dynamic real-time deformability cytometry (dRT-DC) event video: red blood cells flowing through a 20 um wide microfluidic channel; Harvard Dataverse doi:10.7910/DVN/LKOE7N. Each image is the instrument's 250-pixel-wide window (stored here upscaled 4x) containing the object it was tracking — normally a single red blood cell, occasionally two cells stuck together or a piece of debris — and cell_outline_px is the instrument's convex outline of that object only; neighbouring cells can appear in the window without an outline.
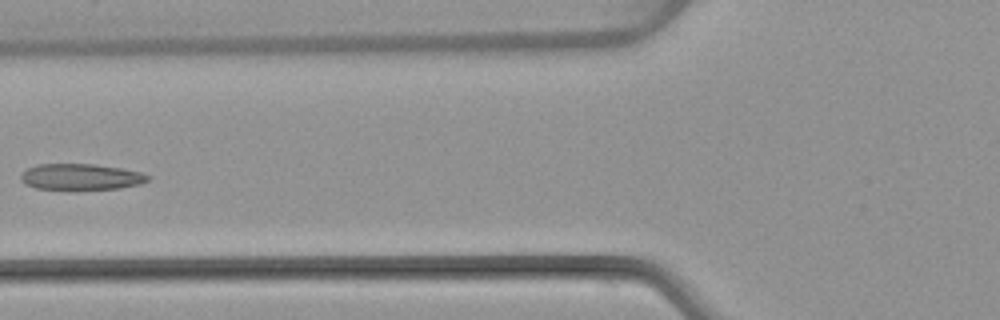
{"species": "common noctule bat (a hibernating species)", "species_latin": "Nyctalus noctula", "temperature_condition": "warm", "stored_images_in_passage": 6, "camera_frame_rate_fps": 3000, "um_per_image_px": 0.085, "animal": {"sex": "female", "body_mass_g": 22.7, "forearm_length_mm": 54.2}, "frame": {"image": 1, "passage_image": 5, "time_ms": 6.0, "image_size_px": [1000, 320], "cell_outline_px": [[152, 176], [148, 180], [140, 184], [120, 188], [76, 192], [36, 188], [24, 184], [20, 180], [20, 172], [36, 164], [92, 164], [120, 168], [140, 172]], "centroid_in_image_um": [6.83, 15.07], "position_along_channel_um": 119.0, "area_um2": 20.23}}
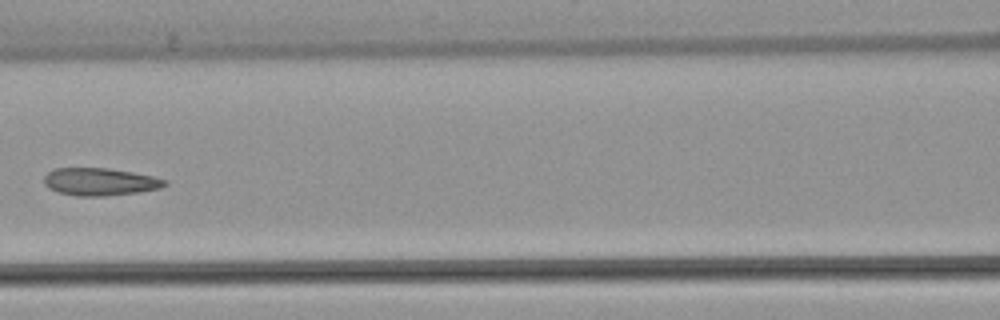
{"frame": {"image": 2, "passage_image": 6, "time_ms": 7.0, "image_size_px": [1000, 320], "cell_outline_px": [[168, 184], [160, 188], [140, 192], [104, 196], [76, 196], [60, 192], [48, 188], [44, 184], [44, 176], [52, 168], [108, 168], [132, 172], [152, 176], [168, 180]], "centroid_in_image_um": [8.5, 15.45], "position_along_channel_um": 158.1, "area_um2": 19.48}}